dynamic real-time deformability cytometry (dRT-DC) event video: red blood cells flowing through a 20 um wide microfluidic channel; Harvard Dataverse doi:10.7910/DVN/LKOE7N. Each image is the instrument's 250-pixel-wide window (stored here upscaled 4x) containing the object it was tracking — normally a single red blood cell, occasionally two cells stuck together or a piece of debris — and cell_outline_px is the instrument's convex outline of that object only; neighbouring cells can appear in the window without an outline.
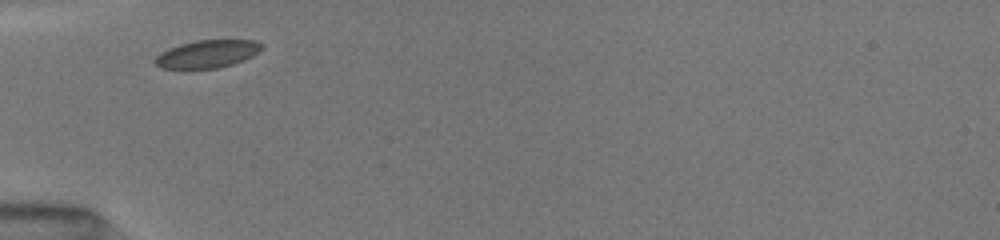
{"species": "common noctule bat (a hibernating species)", "species_latin": "Nyctalus noctula", "temperature_condition": "room temperature", "stored_images_in_passage": 17, "camera_frame_rate_fps": 3000, "um_per_image_px": 0.085, "animal": {"sex": "female", "body_mass_g": 19.5, "forearm_length_mm": 54.1}, "frame": {"image": 1, "passage_image": 1, "time_ms": 0.0, "image_size_px": [1000, 240], "cell_outline_px": [[264, 48], [260, 52], [244, 60], [232, 64], [216, 68], [188, 72], [160, 68], [152, 60], [160, 52], [168, 48], [180, 44], [196, 40], [256, 40], [264, 44]], "centroid_in_image_um": [17.57, 4.63], "position_along_channel_um": 67.4, "area_um2": 18.21}}
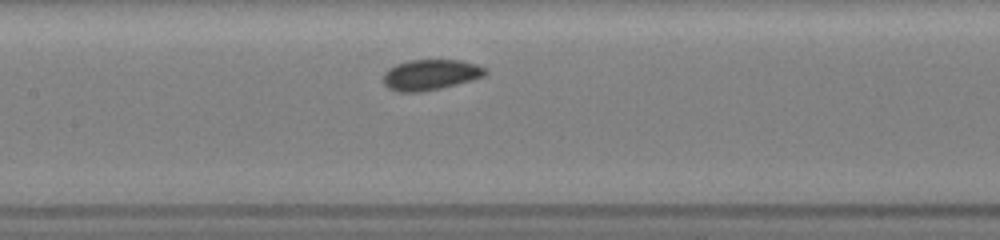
{"frame": {"image": 2, "passage_image": 8, "time_ms": 2.667, "image_size_px": [1000, 240], "cell_outline_px": [[488, 72], [484, 76], [472, 80], [424, 92], [396, 92], [388, 88], [384, 84], [384, 72], [388, 68], [396, 64], [408, 60], [460, 60], [476, 64], [488, 68]], "centroid_in_image_um": [36.59, 6.35], "position_along_channel_um": 170.8, "area_um2": 18.38}}
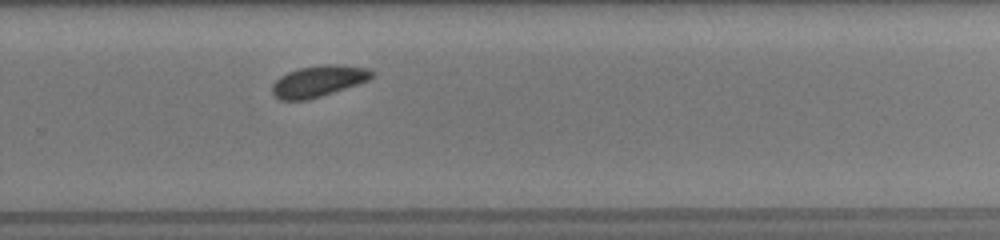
{"frame": {"image": 3, "passage_image": 17, "time_ms": 6.0, "image_size_px": [1000, 240], "cell_outline_px": [[376, 76], [368, 80], [320, 96], [304, 100], [280, 100], [272, 92], [272, 84], [280, 76], [288, 72], [300, 68], [320, 64], [336, 64], [368, 68], [376, 72]], "centroid_in_image_um": [27.09, 6.87], "position_along_channel_um": 302.7, "area_um2": 18.03}}